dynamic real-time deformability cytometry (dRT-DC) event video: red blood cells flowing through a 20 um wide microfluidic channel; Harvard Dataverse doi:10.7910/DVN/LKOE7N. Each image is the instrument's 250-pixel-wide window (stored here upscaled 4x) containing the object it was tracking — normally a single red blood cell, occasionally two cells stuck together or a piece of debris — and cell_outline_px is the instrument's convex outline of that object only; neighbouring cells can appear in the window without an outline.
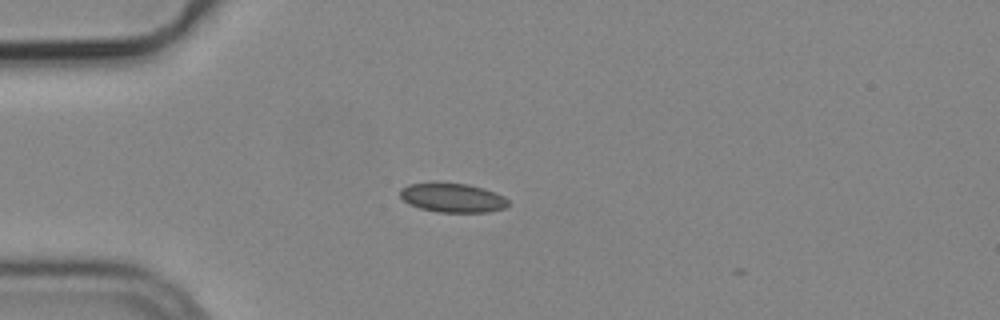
{"species": "common noctule bat (a hibernating species)", "species_latin": "Nyctalus noctula", "temperature_condition": "cold", "stored_images_in_passage": 3, "camera_frame_rate_fps": 3000, "um_per_image_px": 0.085, "animal": {"sex": "male", "body_mass_g": 19.2, "forearm_length_mm": 51.8}, "frame": {"image": 1, "passage_image": 2, "time_ms": 0.333, "image_size_px": [1000, 320], "cell_outline_px": [[508, 204], [504, 208], [488, 212], [440, 212], [420, 208], [408, 204], [400, 196], [400, 188], [408, 184], [432, 180], [436, 180], [468, 184], [484, 188], [504, 196], [508, 200]], "centroid_in_image_um": [38.41, 16.76], "position_along_channel_um": 46.6, "area_um2": 18.96}}